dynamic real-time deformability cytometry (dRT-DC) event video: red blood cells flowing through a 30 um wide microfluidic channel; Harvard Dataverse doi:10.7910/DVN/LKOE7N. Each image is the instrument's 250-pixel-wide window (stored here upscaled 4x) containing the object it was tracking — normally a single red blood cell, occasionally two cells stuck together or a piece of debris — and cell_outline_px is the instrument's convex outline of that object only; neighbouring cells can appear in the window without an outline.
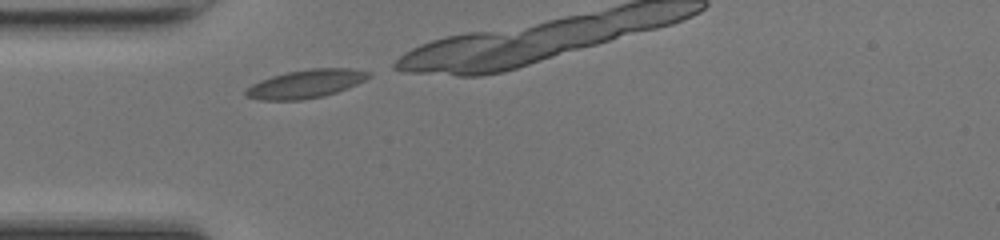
{"species": "common noctule bat (a hibernating species)", "species_latin": "Nyctalus noctula", "temperature_condition": "room temperature", "stored_images_in_passage": 5, "camera_frame_rate_fps": 3000, "um_per_image_px": 0.085, "animal": {"sex": "female", "body_mass_g": 17.0, "forearm_length_mm": 48.0}, "frame": {"image": 1, "passage_image": 1, "time_ms": 0.0, "image_size_px": [1000, 240], "cell_outline_px": [[372, 76], [348, 88], [324, 96], [300, 100], [260, 100], [244, 96], [244, 88], [260, 80], [272, 76], [288, 72], [312, 68], [348, 68], [372, 72]], "centroid_in_image_um": [25.97, 7.13], "position_along_channel_um": 59.0, "area_um2": 20.4}}